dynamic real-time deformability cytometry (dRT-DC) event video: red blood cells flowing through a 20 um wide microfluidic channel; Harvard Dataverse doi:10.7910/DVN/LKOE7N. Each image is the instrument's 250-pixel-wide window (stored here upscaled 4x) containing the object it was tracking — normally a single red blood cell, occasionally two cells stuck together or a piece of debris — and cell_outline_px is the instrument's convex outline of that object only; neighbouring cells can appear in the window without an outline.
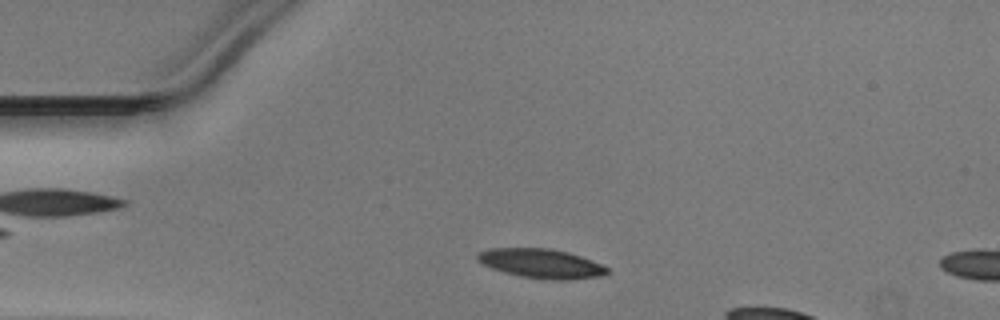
{"species": "Egyptian fruit bat (a non-hibernating species)", "species_latin": "Rousettus aegyptiacus", "temperature_condition": "warm", "stored_images_in_passage": 9, "camera_frame_rate_fps": 3000, "um_per_image_px": 0.085, "animal": {"sex": "male"}, "frame": {"image": 1, "passage_image": 6, "time_ms": 1.667, "image_size_px": [1000, 320], "cell_outline_px": [[608, 272], [604, 276], [568, 280], [552, 280], [524, 276], [504, 272], [492, 268], [476, 260], [476, 252], [488, 248], [552, 248], [568, 252], [592, 260], [608, 268]], "centroid_in_image_um": [46.0, 22.39], "position_along_channel_um": 39.0, "area_um2": 22.2}}